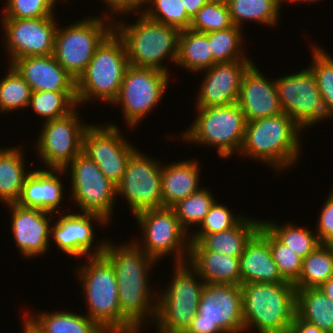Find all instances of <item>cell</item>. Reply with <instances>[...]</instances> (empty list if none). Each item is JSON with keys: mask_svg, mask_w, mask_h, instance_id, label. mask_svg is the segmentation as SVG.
I'll list each match as a JSON object with an SVG mask.
<instances>
[{"mask_svg": "<svg viewBox=\"0 0 333 333\" xmlns=\"http://www.w3.org/2000/svg\"><path fill=\"white\" fill-rule=\"evenodd\" d=\"M114 246L106 241L103 255L113 265L116 275L121 333H138L145 317L149 316L151 323L156 318L157 298H151L148 283L149 270L156 260L141 250L135 241Z\"/></svg>", "mask_w": 333, "mask_h": 333, "instance_id": "obj_1", "label": "cell"}, {"mask_svg": "<svg viewBox=\"0 0 333 333\" xmlns=\"http://www.w3.org/2000/svg\"><path fill=\"white\" fill-rule=\"evenodd\" d=\"M301 131L284 112L247 122L239 154L264 161L281 172L299 159Z\"/></svg>", "mask_w": 333, "mask_h": 333, "instance_id": "obj_2", "label": "cell"}, {"mask_svg": "<svg viewBox=\"0 0 333 333\" xmlns=\"http://www.w3.org/2000/svg\"><path fill=\"white\" fill-rule=\"evenodd\" d=\"M244 329L256 326L258 333H289L296 315L293 283L242 284Z\"/></svg>", "mask_w": 333, "mask_h": 333, "instance_id": "obj_3", "label": "cell"}, {"mask_svg": "<svg viewBox=\"0 0 333 333\" xmlns=\"http://www.w3.org/2000/svg\"><path fill=\"white\" fill-rule=\"evenodd\" d=\"M138 14L132 25L117 23L116 19L113 23L114 31L124 42L129 65L169 74L162 61L169 56L176 63L180 30Z\"/></svg>", "mask_w": 333, "mask_h": 333, "instance_id": "obj_4", "label": "cell"}, {"mask_svg": "<svg viewBox=\"0 0 333 333\" xmlns=\"http://www.w3.org/2000/svg\"><path fill=\"white\" fill-rule=\"evenodd\" d=\"M128 66L124 42L113 30L76 80L77 105L98 98L111 104L119 94Z\"/></svg>", "mask_w": 333, "mask_h": 333, "instance_id": "obj_5", "label": "cell"}, {"mask_svg": "<svg viewBox=\"0 0 333 333\" xmlns=\"http://www.w3.org/2000/svg\"><path fill=\"white\" fill-rule=\"evenodd\" d=\"M86 259V263L77 271L87 301V316L107 333H121V310L114 267L104 255Z\"/></svg>", "mask_w": 333, "mask_h": 333, "instance_id": "obj_6", "label": "cell"}, {"mask_svg": "<svg viewBox=\"0 0 333 333\" xmlns=\"http://www.w3.org/2000/svg\"><path fill=\"white\" fill-rule=\"evenodd\" d=\"M189 266V267H188ZM174 278L157 298L154 323L159 333H184L198 313L204 281L194 277L198 273L188 264L175 263ZM195 275V276H194Z\"/></svg>", "mask_w": 333, "mask_h": 333, "instance_id": "obj_7", "label": "cell"}, {"mask_svg": "<svg viewBox=\"0 0 333 333\" xmlns=\"http://www.w3.org/2000/svg\"><path fill=\"white\" fill-rule=\"evenodd\" d=\"M104 13V17L92 16L65 28L57 27L53 55L75 80L85 71L97 47L114 30L113 16Z\"/></svg>", "mask_w": 333, "mask_h": 333, "instance_id": "obj_8", "label": "cell"}, {"mask_svg": "<svg viewBox=\"0 0 333 333\" xmlns=\"http://www.w3.org/2000/svg\"><path fill=\"white\" fill-rule=\"evenodd\" d=\"M196 110L198 114L192 126L181 135L184 141L217 147L223 158L239 153L247 123L240 106L235 103Z\"/></svg>", "mask_w": 333, "mask_h": 333, "instance_id": "obj_9", "label": "cell"}, {"mask_svg": "<svg viewBox=\"0 0 333 333\" xmlns=\"http://www.w3.org/2000/svg\"><path fill=\"white\" fill-rule=\"evenodd\" d=\"M244 329L240 285L208 284L202 289L198 313L184 333H242Z\"/></svg>", "mask_w": 333, "mask_h": 333, "instance_id": "obj_10", "label": "cell"}, {"mask_svg": "<svg viewBox=\"0 0 333 333\" xmlns=\"http://www.w3.org/2000/svg\"><path fill=\"white\" fill-rule=\"evenodd\" d=\"M135 218L143 232V244L135 242L141 250L156 261L165 255H175V263L188 261L191 232H187L170 207L148 209ZM141 243V245H140ZM143 245V246H142ZM186 253V254H185ZM186 260V261H185Z\"/></svg>", "mask_w": 333, "mask_h": 333, "instance_id": "obj_11", "label": "cell"}, {"mask_svg": "<svg viewBox=\"0 0 333 333\" xmlns=\"http://www.w3.org/2000/svg\"><path fill=\"white\" fill-rule=\"evenodd\" d=\"M169 75L162 71L135 67L126 68L117 98L112 104L122 106L129 127H135L156 107L169 83Z\"/></svg>", "mask_w": 333, "mask_h": 333, "instance_id": "obj_12", "label": "cell"}, {"mask_svg": "<svg viewBox=\"0 0 333 333\" xmlns=\"http://www.w3.org/2000/svg\"><path fill=\"white\" fill-rule=\"evenodd\" d=\"M71 169L74 202L81 212L103 216L108 222L116 200V185L105 177L100 168L83 152L79 153L64 169Z\"/></svg>", "mask_w": 333, "mask_h": 333, "instance_id": "obj_13", "label": "cell"}, {"mask_svg": "<svg viewBox=\"0 0 333 333\" xmlns=\"http://www.w3.org/2000/svg\"><path fill=\"white\" fill-rule=\"evenodd\" d=\"M281 108L301 129L328 116L310 68L275 80Z\"/></svg>", "mask_w": 333, "mask_h": 333, "instance_id": "obj_14", "label": "cell"}, {"mask_svg": "<svg viewBox=\"0 0 333 333\" xmlns=\"http://www.w3.org/2000/svg\"><path fill=\"white\" fill-rule=\"evenodd\" d=\"M161 168L160 161L138 149L130 156L124 175L116 185V195L126 198L134 216L144 210L163 208Z\"/></svg>", "mask_w": 333, "mask_h": 333, "instance_id": "obj_15", "label": "cell"}, {"mask_svg": "<svg viewBox=\"0 0 333 333\" xmlns=\"http://www.w3.org/2000/svg\"><path fill=\"white\" fill-rule=\"evenodd\" d=\"M36 143L39 158L48 169H65L82 152L83 137L90 125L82 124L76 110L43 123Z\"/></svg>", "mask_w": 333, "mask_h": 333, "instance_id": "obj_16", "label": "cell"}, {"mask_svg": "<svg viewBox=\"0 0 333 333\" xmlns=\"http://www.w3.org/2000/svg\"><path fill=\"white\" fill-rule=\"evenodd\" d=\"M136 150L114 124H91L83 137L82 152L94 161L105 177L115 185L120 182L127 162Z\"/></svg>", "mask_w": 333, "mask_h": 333, "instance_id": "obj_17", "label": "cell"}, {"mask_svg": "<svg viewBox=\"0 0 333 333\" xmlns=\"http://www.w3.org/2000/svg\"><path fill=\"white\" fill-rule=\"evenodd\" d=\"M11 63L22 57L54 54L55 15L39 18H1Z\"/></svg>", "mask_w": 333, "mask_h": 333, "instance_id": "obj_18", "label": "cell"}, {"mask_svg": "<svg viewBox=\"0 0 333 333\" xmlns=\"http://www.w3.org/2000/svg\"><path fill=\"white\" fill-rule=\"evenodd\" d=\"M60 219L50 227V236L54 239L56 245L64 253L77 257L80 256H99L103 255L106 242L93 247L94 230L92 221L95 220L100 224H107L108 221L99 214L94 213H73L62 214ZM87 254V255H86Z\"/></svg>", "mask_w": 333, "mask_h": 333, "instance_id": "obj_19", "label": "cell"}, {"mask_svg": "<svg viewBox=\"0 0 333 333\" xmlns=\"http://www.w3.org/2000/svg\"><path fill=\"white\" fill-rule=\"evenodd\" d=\"M252 60L215 63L203 70L204 80L197 97V108L227 106L237 103L242 76Z\"/></svg>", "mask_w": 333, "mask_h": 333, "instance_id": "obj_20", "label": "cell"}, {"mask_svg": "<svg viewBox=\"0 0 333 333\" xmlns=\"http://www.w3.org/2000/svg\"><path fill=\"white\" fill-rule=\"evenodd\" d=\"M11 210V229L14 242L18 249L27 258L41 256L49 249L50 220L47 217L52 213L37 208H27L16 203L7 204ZM43 253V254H42Z\"/></svg>", "mask_w": 333, "mask_h": 333, "instance_id": "obj_21", "label": "cell"}, {"mask_svg": "<svg viewBox=\"0 0 333 333\" xmlns=\"http://www.w3.org/2000/svg\"><path fill=\"white\" fill-rule=\"evenodd\" d=\"M237 104L247 122L283 113L275 80L266 79L254 63L242 76Z\"/></svg>", "mask_w": 333, "mask_h": 333, "instance_id": "obj_22", "label": "cell"}, {"mask_svg": "<svg viewBox=\"0 0 333 333\" xmlns=\"http://www.w3.org/2000/svg\"><path fill=\"white\" fill-rule=\"evenodd\" d=\"M10 64L32 92L76 91V80L56 61L54 55L22 57Z\"/></svg>", "mask_w": 333, "mask_h": 333, "instance_id": "obj_23", "label": "cell"}, {"mask_svg": "<svg viewBox=\"0 0 333 333\" xmlns=\"http://www.w3.org/2000/svg\"><path fill=\"white\" fill-rule=\"evenodd\" d=\"M241 285L247 283H285L269 245V231L261 224L239 257Z\"/></svg>", "mask_w": 333, "mask_h": 333, "instance_id": "obj_24", "label": "cell"}, {"mask_svg": "<svg viewBox=\"0 0 333 333\" xmlns=\"http://www.w3.org/2000/svg\"><path fill=\"white\" fill-rule=\"evenodd\" d=\"M66 173L64 169H37L30 171L22 187L21 195L16 202L19 206L37 208L54 214L63 198V187L59 177L55 174ZM58 207V208H57Z\"/></svg>", "mask_w": 333, "mask_h": 333, "instance_id": "obj_25", "label": "cell"}, {"mask_svg": "<svg viewBox=\"0 0 333 333\" xmlns=\"http://www.w3.org/2000/svg\"><path fill=\"white\" fill-rule=\"evenodd\" d=\"M262 221L246 216L234 227L214 234H205L198 242H190L189 251H214L240 257L246 244L259 231Z\"/></svg>", "mask_w": 333, "mask_h": 333, "instance_id": "obj_26", "label": "cell"}, {"mask_svg": "<svg viewBox=\"0 0 333 333\" xmlns=\"http://www.w3.org/2000/svg\"><path fill=\"white\" fill-rule=\"evenodd\" d=\"M200 169L197 161L187 160L162 165L161 193L163 207H172L179 200L200 189ZM199 187V188H198Z\"/></svg>", "mask_w": 333, "mask_h": 333, "instance_id": "obj_27", "label": "cell"}, {"mask_svg": "<svg viewBox=\"0 0 333 333\" xmlns=\"http://www.w3.org/2000/svg\"><path fill=\"white\" fill-rule=\"evenodd\" d=\"M187 262L205 283L241 285L239 257L214 251H189Z\"/></svg>", "mask_w": 333, "mask_h": 333, "instance_id": "obj_28", "label": "cell"}, {"mask_svg": "<svg viewBox=\"0 0 333 333\" xmlns=\"http://www.w3.org/2000/svg\"><path fill=\"white\" fill-rule=\"evenodd\" d=\"M0 148V200L4 205L16 203L21 195L26 177L22 149Z\"/></svg>", "mask_w": 333, "mask_h": 333, "instance_id": "obj_29", "label": "cell"}, {"mask_svg": "<svg viewBox=\"0 0 333 333\" xmlns=\"http://www.w3.org/2000/svg\"><path fill=\"white\" fill-rule=\"evenodd\" d=\"M296 315L326 333H333V300L319 288L296 289Z\"/></svg>", "mask_w": 333, "mask_h": 333, "instance_id": "obj_30", "label": "cell"}, {"mask_svg": "<svg viewBox=\"0 0 333 333\" xmlns=\"http://www.w3.org/2000/svg\"><path fill=\"white\" fill-rule=\"evenodd\" d=\"M27 314V315H26ZM25 316L42 333H107L87 315L69 312H42L31 317L27 312Z\"/></svg>", "mask_w": 333, "mask_h": 333, "instance_id": "obj_31", "label": "cell"}, {"mask_svg": "<svg viewBox=\"0 0 333 333\" xmlns=\"http://www.w3.org/2000/svg\"><path fill=\"white\" fill-rule=\"evenodd\" d=\"M176 64L195 72H203L213 65L210 43L205 33L190 28L180 31Z\"/></svg>", "mask_w": 333, "mask_h": 333, "instance_id": "obj_32", "label": "cell"}, {"mask_svg": "<svg viewBox=\"0 0 333 333\" xmlns=\"http://www.w3.org/2000/svg\"><path fill=\"white\" fill-rule=\"evenodd\" d=\"M333 277V246L321 244L302 262L299 279L294 283L296 289L319 288Z\"/></svg>", "mask_w": 333, "mask_h": 333, "instance_id": "obj_33", "label": "cell"}, {"mask_svg": "<svg viewBox=\"0 0 333 333\" xmlns=\"http://www.w3.org/2000/svg\"><path fill=\"white\" fill-rule=\"evenodd\" d=\"M284 0H232L228 3L232 23L240 25L246 21H255L267 26H275L280 16V5ZM282 2V3H281ZM243 22V23H242Z\"/></svg>", "mask_w": 333, "mask_h": 333, "instance_id": "obj_34", "label": "cell"}, {"mask_svg": "<svg viewBox=\"0 0 333 333\" xmlns=\"http://www.w3.org/2000/svg\"><path fill=\"white\" fill-rule=\"evenodd\" d=\"M32 107L44 122L68 115L77 105L76 91L32 92L28 107Z\"/></svg>", "mask_w": 333, "mask_h": 333, "instance_id": "obj_35", "label": "cell"}, {"mask_svg": "<svg viewBox=\"0 0 333 333\" xmlns=\"http://www.w3.org/2000/svg\"><path fill=\"white\" fill-rule=\"evenodd\" d=\"M262 225L283 245L289 247L295 254L301 258H306L319 245L320 240L312 230L305 227H296L294 223L279 225L272 221H263Z\"/></svg>", "mask_w": 333, "mask_h": 333, "instance_id": "obj_36", "label": "cell"}, {"mask_svg": "<svg viewBox=\"0 0 333 333\" xmlns=\"http://www.w3.org/2000/svg\"><path fill=\"white\" fill-rule=\"evenodd\" d=\"M241 28L233 25L230 28L205 33L210 43L213 56V65L215 63L231 62L237 60H250L245 52L241 51V42L243 34Z\"/></svg>", "mask_w": 333, "mask_h": 333, "instance_id": "obj_37", "label": "cell"}, {"mask_svg": "<svg viewBox=\"0 0 333 333\" xmlns=\"http://www.w3.org/2000/svg\"><path fill=\"white\" fill-rule=\"evenodd\" d=\"M215 201L210 191L200 188L185 199L179 200L171 208L175 211L182 227L189 232L190 225L200 226Z\"/></svg>", "mask_w": 333, "mask_h": 333, "instance_id": "obj_38", "label": "cell"}, {"mask_svg": "<svg viewBox=\"0 0 333 333\" xmlns=\"http://www.w3.org/2000/svg\"><path fill=\"white\" fill-rule=\"evenodd\" d=\"M7 74L0 80V112L28 107L31 89L22 76L9 64Z\"/></svg>", "mask_w": 333, "mask_h": 333, "instance_id": "obj_39", "label": "cell"}, {"mask_svg": "<svg viewBox=\"0 0 333 333\" xmlns=\"http://www.w3.org/2000/svg\"><path fill=\"white\" fill-rule=\"evenodd\" d=\"M147 3L142 12L147 18L180 31L190 28L192 18L187 14L183 0H147Z\"/></svg>", "mask_w": 333, "mask_h": 333, "instance_id": "obj_40", "label": "cell"}, {"mask_svg": "<svg viewBox=\"0 0 333 333\" xmlns=\"http://www.w3.org/2000/svg\"><path fill=\"white\" fill-rule=\"evenodd\" d=\"M312 65L309 66L317 81L327 116L333 117V58L316 45L312 49Z\"/></svg>", "mask_w": 333, "mask_h": 333, "instance_id": "obj_41", "label": "cell"}, {"mask_svg": "<svg viewBox=\"0 0 333 333\" xmlns=\"http://www.w3.org/2000/svg\"><path fill=\"white\" fill-rule=\"evenodd\" d=\"M233 25L228 5L211 0L208 4L200 8L192 18L190 29L197 32L209 33L224 30Z\"/></svg>", "mask_w": 333, "mask_h": 333, "instance_id": "obj_42", "label": "cell"}, {"mask_svg": "<svg viewBox=\"0 0 333 333\" xmlns=\"http://www.w3.org/2000/svg\"><path fill=\"white\" fill-rule=\"evenodd\" d=\"M233 215L226 206L214 202L205 215L199 230L190 235V242H198L205 234H214L236 226L244 217Z\"/></svg>", "mask_w": 333, "mask_h": 333, "instance_id": "obj_43", "label": "cell"}, {"mask_svg": "<svg viewBox=\"0 0 333 333\" xmlns=\"http://www.w3.org/2000/svg\"><path fill=\"white\" fill-rule=\"evenodd\" d=\"M269 245L273 260L282 278L286 282L294 284L301 274L303 258L295 254L289 247L280 243L270 232Z\"/></svg>", "mask_w": 333, "mask_h": 333, "instance_id": "obj_44", "label": "cell"}, {"mask_svg": "<svg viewBox=\"0 0 333 333\" xmlns=\"http://www.w3.org/2000/svg\"><path fill=\"white\" fill-rule=\"evenodd\" d=\"M56 0H7L4 17L1 18H39L55 15Z\"/></svg>", "mask_w": 333, "mask_h": 333, "instance_id": "obj_45", "label": "cell"}, {"mask_svg": "<svg viewBox=\"0 0 333 333\" xmlns=\"http://www.w3.org/2000/svg\"><path fill=\"white\" fill-rule=\"evenodd\" d=\"M325 201L316 227V234L321 244L333 246V191Z\"/></svg>", "mask_w": 333, "mask_h": 333, "instance_id": "obj_46", "label": "cell"}, {"mask_svg": "<svg viewBox=\"0 0 333 333\" xmlns=\"http://www.w3.org/2000/svg\"><path fill=\"white\" fill-rule=\"evenodd\" d=\"M106 5H108L106 9L110 10L109 12L113 13H142V7L147 5V0H103Z\"/></svg>", "mask_w": 333, "mask_h": 333, "instance_id": "obj_47", "label": "cell"}, {"mask_svg": "<svg viewBox=\"0 0 333 333\" xmlns=\"http://www.w3.org/2000/svg\"><path fill=\"white\" fill-rule=\"evenodd\" d=\"M289 333H326L316 325L301 320L295 315L293 323L289 329Z\"/></svg>", "mask_w": 333, "mask_h": 333, "instance_id": "obj_48", "label": "cell"}, {"mask_svg": "<svg viewBox=\"0 0 333 333\" xmlns=\"http://www.w3.org/2000/svg\"><path fill=\"white\" fill-rule=\"evenodd\" d=\"M210 1L211 0H183V5L187 14L193 18L197 14L198 10Z\"/></svg>", "mask_w": 333, "mask_h": 333, "instance_id": "obj_49", "label": "cell"}, {"mask_svg": "<svg viewBox=\"0 0 333 333\" xmlns=\"http://www.w3.org/2000/svg\"><path fill=\"white\" fill-rule=\"evenodd\" d=\"M319 289L330 299L333 300V277L324 282Z\"/></svg>", "mask_w": 333, "mask_h": 333, "instance_id": "obj_50", "label": "cell"}, {"mask_svg": "<svg viewBox=\"0 0 333 333\" xmlns=\"http://www.w3.org/2000/svg\"><path fill=\"white\" fill-rule=\"evenodd\" d=\"M23 318L24 333H42L26 316Z\"/></svg>", "mask_w": 333, "mask_h": 333, "instance_id": "obj_51", "label": "cell"}, {"mask_svg": "<svg viewBox=\"0 0 333 333\" xmlns=\"http://www.w3.org/2000/svg\"><path fill=\"white\" fill-rule=\"evenodd\" d=\"M284 1H287V0H284ZM288 1H292V2H296V1L308 2L309 1L311 3L313 1H318V0H288Z\"/></svg>", "mask_w": 333, "mask_h": 333, "instance_id": "obj_52", "label": "cell"}, {"mask_svg": "<svg viewBox=\"0 0 333 333\" xmlns=\"http://www.w3.org/2000/svg\"><path fill=\"white\" fill-rule=\"evenodd\" d=\"M215 1L221 2V3H223V4H228V3H230L232 0H215Z\"/></svg>", "mask_w": 333, "mask_h": 333, "instance_id": "obj_53", "label": "cell"}]
</instances>
